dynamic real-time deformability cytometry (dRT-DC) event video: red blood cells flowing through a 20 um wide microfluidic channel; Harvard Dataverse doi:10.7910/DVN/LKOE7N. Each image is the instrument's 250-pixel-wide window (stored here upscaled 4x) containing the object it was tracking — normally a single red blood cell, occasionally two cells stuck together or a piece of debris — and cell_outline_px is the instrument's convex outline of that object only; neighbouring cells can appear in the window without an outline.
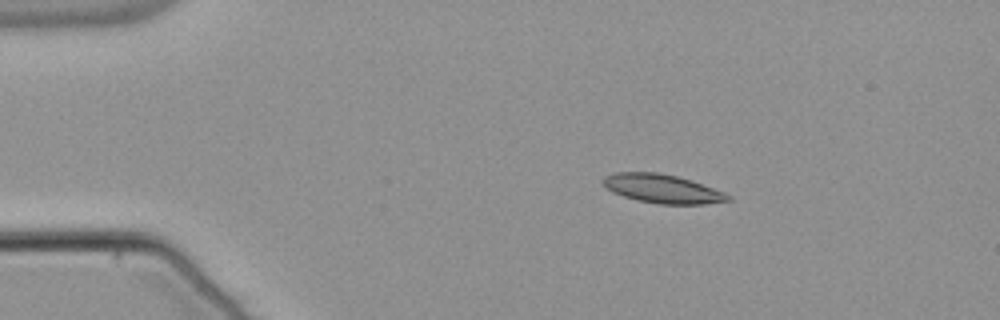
{"species": "common noctule bat (a hibernating species)", "species_latin": "Nyctalus noctula", "temperature_condition": "warm", "stored_images_in_passage": 45, "camera_frame_rate_fps": 3000, "um_per_image_px": 0.085, "animal": {"sex": "male", "body_mass_g": 21.5, "forearm_length_mm": 52.0}, "frame": {"image": 1, "passage_image": 1, "time_ms": 0.0, "image_size_px": [1000, 320], "cell_outline_px": [[732, 200], [704, 204], [660, 204], [636, 200], [612, 192], [600, 180], [604, 176], [616, 172], [656, 172], [676, 176], [692, 180], [724, 192], [732, 196]], "centroid_in_image_um": [56.31, 16.04], "position_along_channel_um": 28.7, "area_um2": 20.98}}
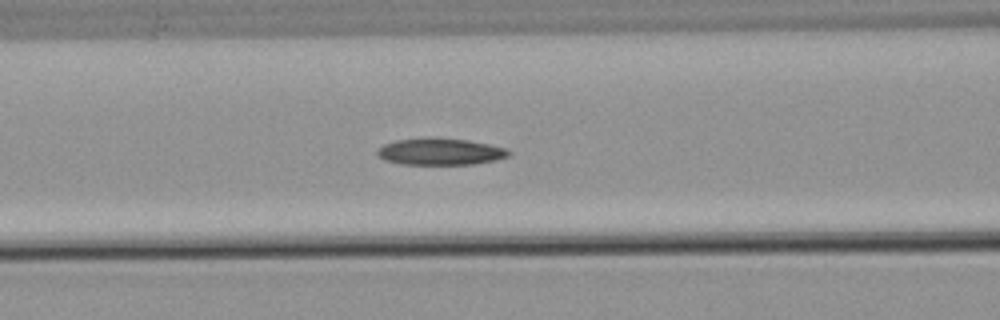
{"frame": {"image": 2, "passage_image": 14, "time_ms": 4.333, "image_size_px": [1000, 320], "cell_outline_px": [[512, 152], [508, 156], [496, 160], [476, 164], [400, 164], [384, 160], [376, 156], [376, 152], [384, 144], [396, 140], [428, 136], [432, 136], [468, 140], [488, 144], [504, 148]], "centroid_in_image_um": [37.39, 12.87], "position_along_channel_um": 129.2, "area_um2": 20.81}}
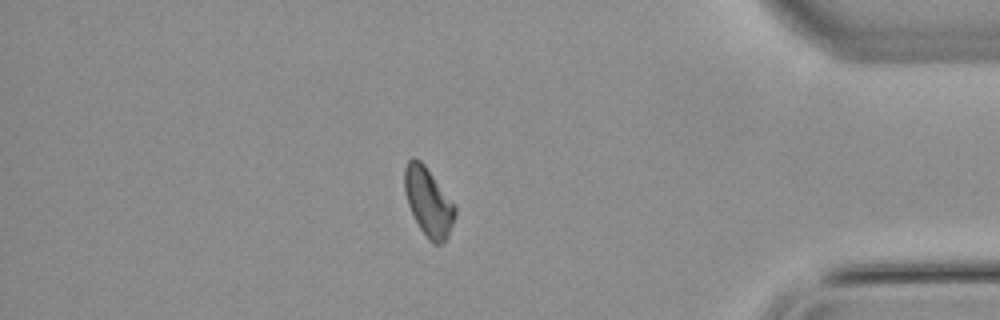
{"frame": {"image": 3, "passage_image": 38, "time_ms": 12.333, "image_size_px": [1000, 320], "cell_outline_px": [[456, 216], [448, 236], [444, 244], [432, 244], [428, 240], [420, 228], [408, 204], [404, 192], [404, 168], [408, 160], [412, 156], [420, 160], [424, 164], [456, 204]], "centroid_in_image_um": [36.43, 17.16], "position_along_channel_um": 398.8, "area_um2": 20.46}}